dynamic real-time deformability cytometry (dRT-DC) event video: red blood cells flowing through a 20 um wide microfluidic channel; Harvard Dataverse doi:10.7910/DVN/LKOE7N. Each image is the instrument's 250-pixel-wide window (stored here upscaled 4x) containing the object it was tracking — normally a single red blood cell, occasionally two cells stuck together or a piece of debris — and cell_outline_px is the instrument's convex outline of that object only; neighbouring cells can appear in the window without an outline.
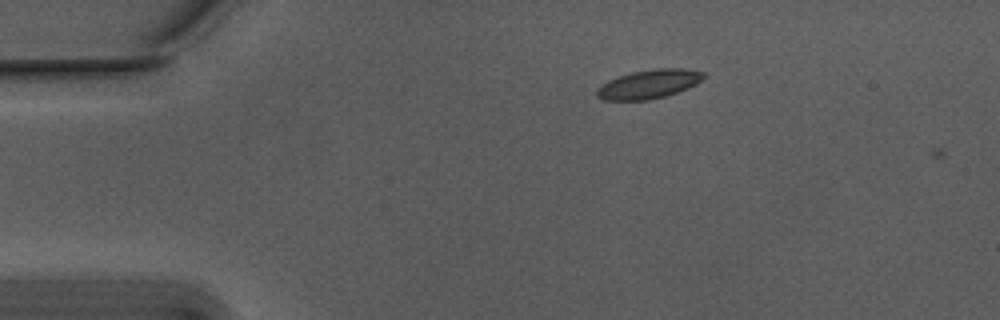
{"species": "Egyptian fruit bat (a non-hibernating species)", "species_latin": "Rousettus aegyptiacus", "temperature_condition": "warm", "stored_images_in_passage": 3, "camera_frame_rate_fps": 3000, "um_per_image_px": 0.085, "animal": {"sex": "male"}, "frame": {"image": 1, "passage_image": 2, "time_ms": 0.333, "image_size_px": [1000, 320], "cell_outline_px": [[708, 76], [696, 84], [676, 92], [664, 96], [648, 100], [604, 100], [596, 96], [596, 88], [600, 84], [608, 80], [632, 72], [656, 68], [684, 68], [704, 72]], "centroid_in_image_um": [55.15, 7.14], "position_along_channel_um": 29.9, "area_um2": 18.03}}